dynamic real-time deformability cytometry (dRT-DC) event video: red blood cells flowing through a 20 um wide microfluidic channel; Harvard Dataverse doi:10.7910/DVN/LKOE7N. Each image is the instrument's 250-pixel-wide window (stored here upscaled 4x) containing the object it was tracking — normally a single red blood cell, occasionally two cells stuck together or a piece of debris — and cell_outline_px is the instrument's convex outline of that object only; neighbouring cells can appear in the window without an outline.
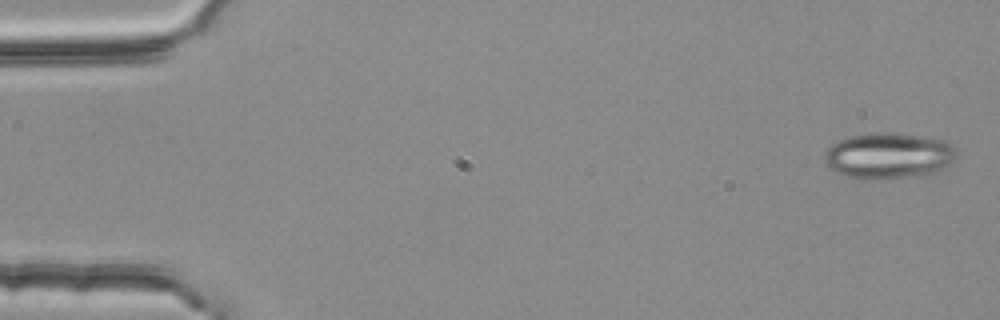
{"species": "common noctule bat (a hibernating species)", "species_latin": "Nyctalus noctula", "temperature_condition": "room temperature", "stored_images_in_passage": 4, "camera_frame_rate_fps": 3000, "um_per_image_px": 0.085, "animal": {"sex": "female", "body_mass_g": 25.1}, "frame": {"image": 1, "passage_image": 1, "time_ms": 0.0, "image_size_px": [1000, 320], "cell_outline_px": [[956, 152], [952, 160], [948, 164], [936, 172], [924, 176], [884, 180], [864, 180], [848, 176], [836, 172], [828, 168], [824, 160], [824, 152], [836, 140], [852, 136], [916, 136], [948, 140], [956, 148]], "centroid_in_image_um": [75.52, 13.32], "position_along_channel_um": 9.5, "area_um2": 34.8}}